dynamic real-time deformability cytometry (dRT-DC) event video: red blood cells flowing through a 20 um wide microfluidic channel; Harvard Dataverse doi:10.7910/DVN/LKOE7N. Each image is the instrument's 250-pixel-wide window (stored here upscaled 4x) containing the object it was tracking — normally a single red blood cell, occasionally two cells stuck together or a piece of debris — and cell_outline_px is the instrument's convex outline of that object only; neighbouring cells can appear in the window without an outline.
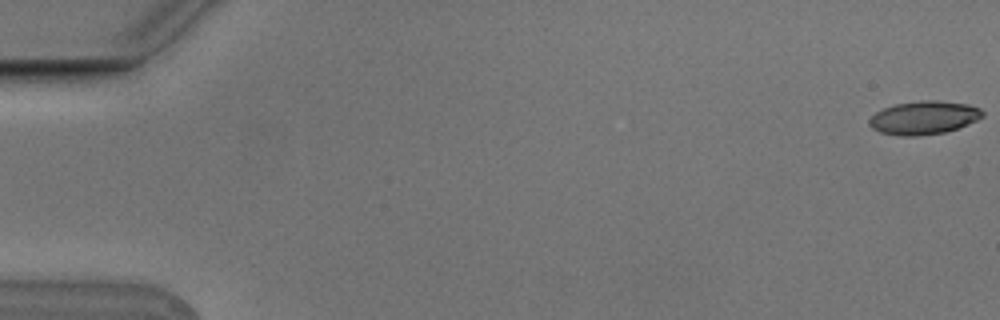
{"species": "Egyptian fruit bat (a non-hibernating species)", "species_latin": "Rousettus aegyptiacus", "temperature_condition": "cold", "stored_images_in_passage": 7, "camera_frame_rate_fps": 3000, "um_per_image_px": 0.085, "animal": {"sex": "male"}, "frame": {"image": 1, "passage_image": 1, "time_ms": 0.0, "image_size_px": [1000, 320], "cell_outline_px": [[984, 116], [968, 124], [944, 132], [916, 136], [900, 136], [880, 132], [872, 128], [868, 124], [868, 120], [876, 112], [884, 108], [896, 104], [920, 100], [936, 100], [968, 104], [980, 108], [984, 112]], "centroid_in_image_um": [78.52, 10.0], "position_along_channel_um": 6.5, "area_um2": 21.96}}
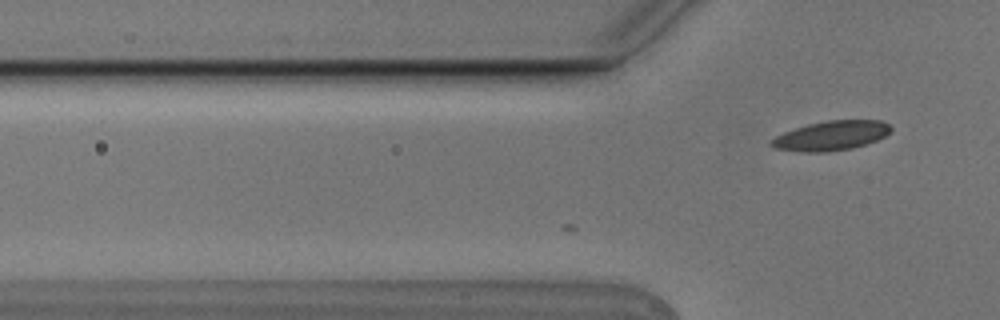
{"frame": {"image": 2, "passage_image": 7, "time_ms": 2.0, "image_size_px": [1000, 320], "cell_outline_px": [[892, 128], [884, 136], [876, 140], [852, 148], [828, 152], [804, 152], [776, 148], [768, 144], [776, 136], [784, 132], [808, 124], [828, 120], [880, 120], [888, 124]], "centroid_in_image_um": [70.64, 11.53], "position_along_channel_um": 55.2, "area_um2": 20.29}}